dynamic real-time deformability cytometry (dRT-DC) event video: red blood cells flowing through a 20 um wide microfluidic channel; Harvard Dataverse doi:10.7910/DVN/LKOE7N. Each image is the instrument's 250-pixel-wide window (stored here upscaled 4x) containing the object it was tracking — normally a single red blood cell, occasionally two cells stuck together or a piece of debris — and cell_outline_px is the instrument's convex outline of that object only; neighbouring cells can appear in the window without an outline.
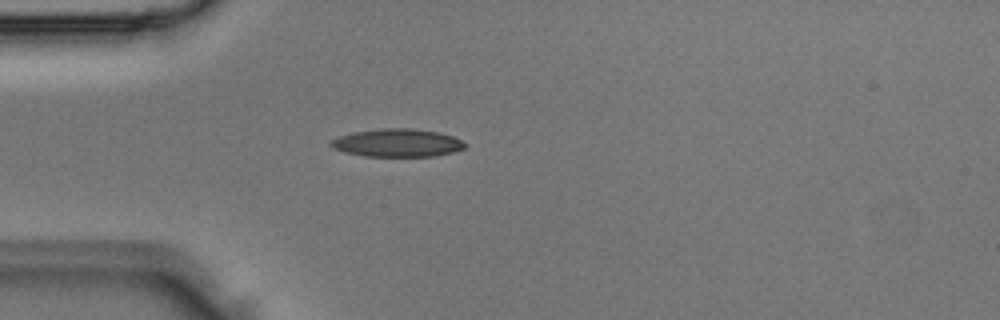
{"species": "Egyptian fruit bat (a non-hibernating species)", "species_latin": "Rousettus aegyptiacus", "temperature_condition": "room temperature", "stored_images_in_passage": 1, "camera_frame_rate_fps": 3000, "um_per_image_px": 0.085, "animal": {"sex": "male"}, "frame": {"image": 1, "passage_image": 1, "time_ms": 0.0, "image_size_px": [1000, 320], "cell_outline_px": [[468, 144], [464, 148], [452, 152], [436, 156], [364, 156], [344, 152], [332, 148], [328, 144], [328, 140], [352, 132], [380, 128], [412, 128], [440, 132], [452, 136]], "centroid_in_image_um": [33.73, 12.14], "position_along_channel_um": 51.3, "area_um2": 22.08}}